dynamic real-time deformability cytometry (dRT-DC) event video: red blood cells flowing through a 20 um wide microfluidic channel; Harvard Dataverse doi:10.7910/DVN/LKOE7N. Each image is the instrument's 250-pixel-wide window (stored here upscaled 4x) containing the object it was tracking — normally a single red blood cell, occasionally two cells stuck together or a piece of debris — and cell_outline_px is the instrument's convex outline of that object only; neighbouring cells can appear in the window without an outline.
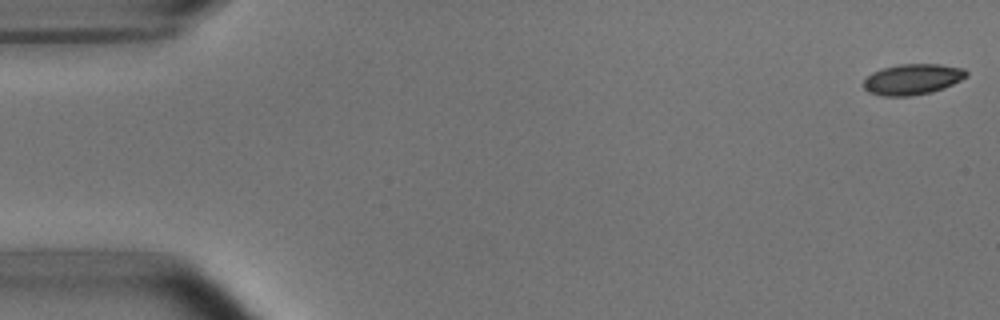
{"species": "common noctule bat (a hibernating species)", "species_latin": "Nyctalus noctula", "temperature_condition": "room temperature", "stored_images_in_passage": 5, "camera_frame_rate_fps": 3000, "um_per_image_px": 0.085, "animal": {"sex": "male", "body_mass_g": 15.6}, "frame": {"image": 1, "passage_image": 1, "time_ms": 0.0, "image_size_px": [1000, 320], "cell_outline_px": [[968, 76], [944, 88], [932, 92], [908, 96], [884, 96], [868, 92], [864, 88], [864, 80], [872, 72], [884, 68], [900, 64], [940, 64], [964, 68], [968, 72]], "centroid_in_image_um": [77.58, 6.74], "position_along_channel_um": 7.4, "area_um2": 18.38}}
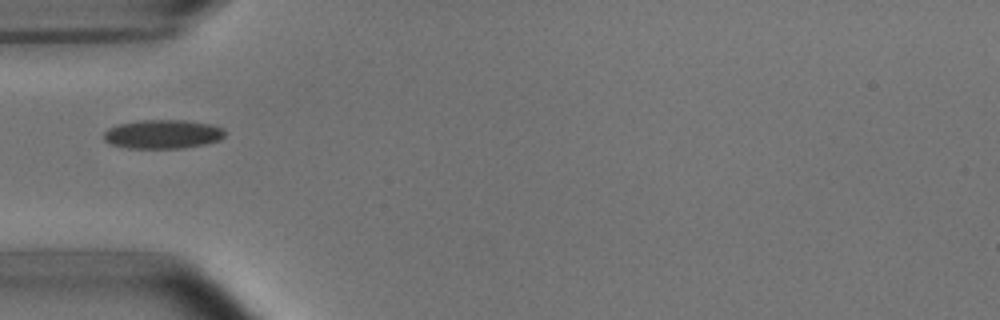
{"frame": {"image": 2, "passage_image": 5, "time_ms": 5.333, "image_size_px": [1000, 320], "cell_outline_px": [[224, 136], [220, 140], [204, 144], [184, 148], [128, 148], [112, 144], [104, 140], [104, 132], [108, 128], [116, 124], [140, 120], [184, 120], [212, 124], [224, 128]], "centroid_in_image_um": [13.84, 11.39], "position_along_channel_um": 71.2, "area_um2": 20.52}}